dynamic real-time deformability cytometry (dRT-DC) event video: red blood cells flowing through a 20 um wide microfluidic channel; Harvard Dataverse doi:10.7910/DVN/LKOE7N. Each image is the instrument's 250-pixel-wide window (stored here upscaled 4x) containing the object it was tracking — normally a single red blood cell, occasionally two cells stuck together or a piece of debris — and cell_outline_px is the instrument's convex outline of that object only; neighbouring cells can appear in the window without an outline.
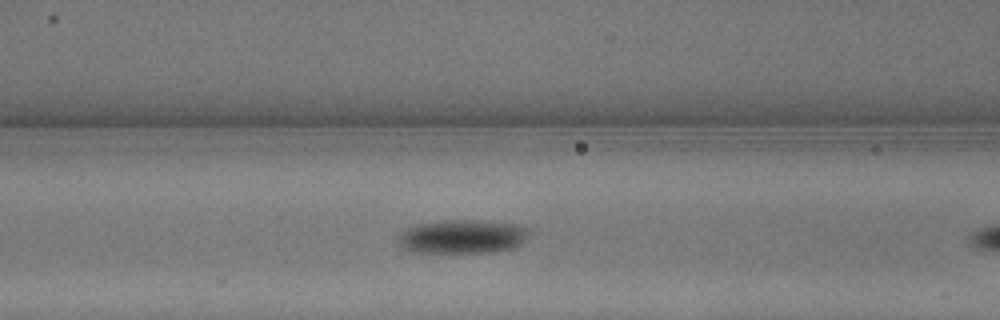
{"species": "common noctule bat (a hibernating species)", "species_latin": "Nyctalus noctula", "temperature_condition": "warm", "stored_images_in_passage": 14, "camera_frame_rate_fps": 3000, "um_per_image_px": 0.085, "animal": {"sex": "male", "body_mass_g": 13.3}, "frame": {"image": 1, "passage_image": 13, "time_ms": 4.0, "image_size_px": [1000, 320], "cell_outline_px": [[532, 232], [516, 248], [492, 252], [408, 252], [400, 248], [396, 240], [396, 236], [400, 232], [408, 228], [420, 224], [444, 220], [488, 220], [512, 224], [528, 228]], "centroid_in_image_um": [39.28, 20.11], "position_along_channel_um": 127.3, "area_um2": 26.18}}